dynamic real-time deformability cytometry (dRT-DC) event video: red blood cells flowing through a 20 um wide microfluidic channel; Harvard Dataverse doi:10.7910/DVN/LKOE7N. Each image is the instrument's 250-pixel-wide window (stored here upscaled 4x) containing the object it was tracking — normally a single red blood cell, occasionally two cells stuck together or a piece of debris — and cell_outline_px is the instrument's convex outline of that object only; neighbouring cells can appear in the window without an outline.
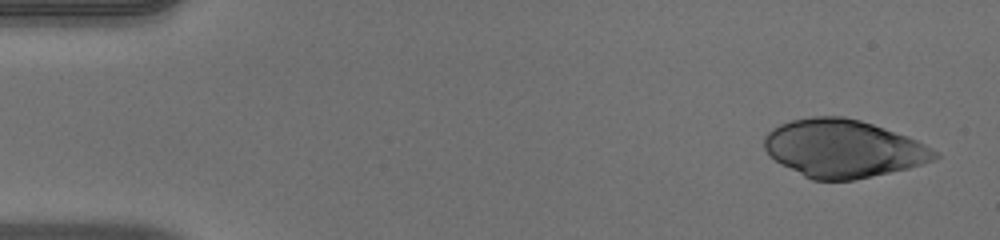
{"species": "human", "species_latin": "Homo sapiens", "temperature_condition": "warm", "stored_images_in_passage": 49, "camera_frame_rate_fps": 3000, "um_per_image_px": 0.085, "donor": {"sex": "male"}, "frame": {"image": 1, "passage_image": 1, "time_ms": 0.0, "image_size_px": [1000, 240], "cell_outline_px": [[940, 156], [932, 160], [908, 168], [852, 180], [812, 180], [780, 164], [764, 148], [764, 136], [772, 128], [780, 124], [792, 120], [812, 116], [844, 116], [860, 120], [908, 136], [940, 152]], "centroid_in_image_um": [71.66, 12.61], "position_along_channel_um": 13.3, "area_um2": 57.11}}
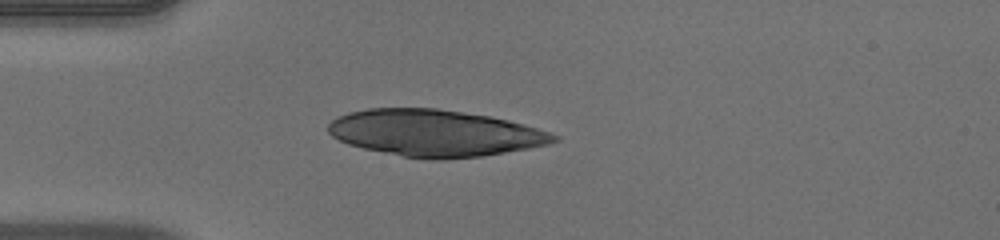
{"frame": {"image": 2, "passage_image": 12, "time_ms": 3.667, "image_size_px": [1000, 240], "cell_outline_px": [[560, 140], [548, 144], [528, 148], [480, 156], [444, 160], [432, 160], [404, 156], [364, 148], [348, 144], [332, 136], [328, 132], [328, 124], [336, 116], [348, 112], [368, 108], [436, 108], [488, 116], [508, 120], [524, 124], [560, 136]], "centroid_in_image_um": [36.94, 11.3], "position_along_channel_um": 48.1, "area_um2": 61.09}}